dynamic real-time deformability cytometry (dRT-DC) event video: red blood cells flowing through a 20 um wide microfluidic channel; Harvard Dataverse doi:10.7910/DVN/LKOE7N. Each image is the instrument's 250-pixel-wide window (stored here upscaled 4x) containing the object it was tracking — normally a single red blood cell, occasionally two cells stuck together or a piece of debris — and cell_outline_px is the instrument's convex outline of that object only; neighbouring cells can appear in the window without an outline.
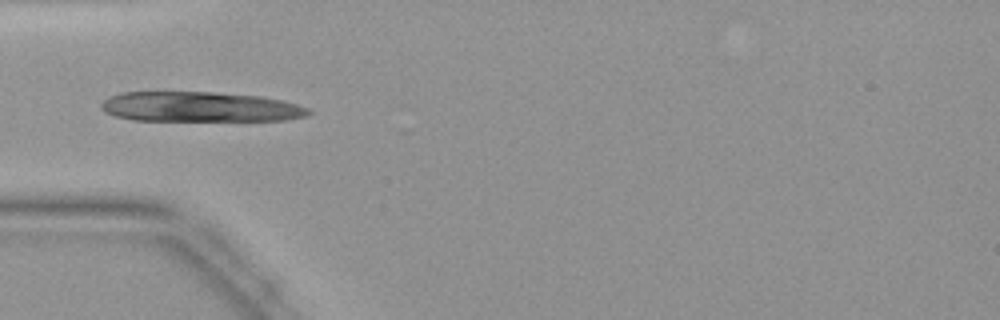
{"species": "common noctule bat (a hibernating species)", "species_latin": "Nyctalus noctula", "temperature_condition": "warm", "stored_images_in_passage": 16, "camera_frame_rate_fps": 3000, "um_per_image_px": 0.085, "animal": {"sex": "female", "body_mass_g": 19.9}, "frame": {"image": 1, "passage_image": 13, "time_ms": 4.0, "image_size_px": [1000, 320], "cell_outline_px": [[312, 112], [308, 116], [284, 120], [132, 120], [116, 116], [104, 112], [100, 108], [100, 104], [108, 96], [124, 92], [212, 92], [260, 96], [284, 100], [308, 108]], "centroid_in_image_um": [16.99, 9.08], "position_along_channel_um": 68.0, "area_um2": 36.3}}